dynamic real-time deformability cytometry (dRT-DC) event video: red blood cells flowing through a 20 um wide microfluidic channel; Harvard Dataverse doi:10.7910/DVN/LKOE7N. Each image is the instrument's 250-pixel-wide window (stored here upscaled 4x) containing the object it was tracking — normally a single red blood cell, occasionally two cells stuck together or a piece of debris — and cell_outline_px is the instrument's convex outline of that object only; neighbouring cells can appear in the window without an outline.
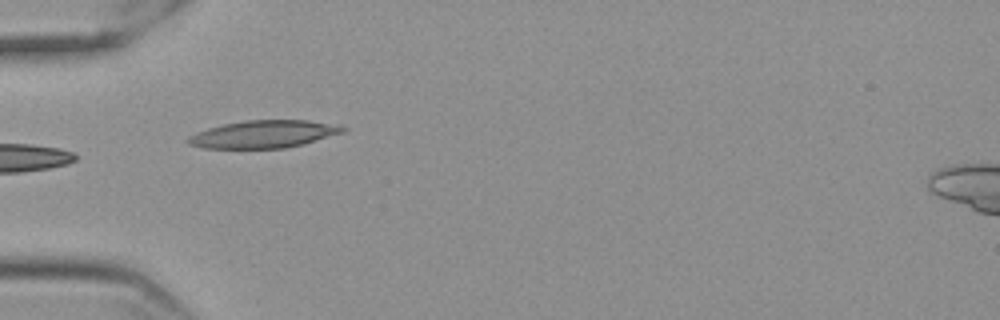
{"species": "Egyptian fruit bat (a non-hibernating species)", "species_latin": "Rousettus aegyptiacus", "temperature_condition": "cold", "stored_images_in_passage": 14, "camera_frame_rate_fps": 3000, "um_per_image_px": 0.085, "frame": {"image": 1, "passage_image": 1, "time_ms": 0.0, "image_size_px": [1000, 320], "cell_outline_px": [[348, 128], [344, 132], [304, 144], [284, 148], [204, 148], [188, 144], [184, 140], [188, 136], [196, 132], [208, 128], [224, 124], [244, 120], [308, 120], [340, 124]], "centroid_in_image_um": [22.43, 11.39], "position_along_channel_um": 62.6, "area_um2": 25.09}}